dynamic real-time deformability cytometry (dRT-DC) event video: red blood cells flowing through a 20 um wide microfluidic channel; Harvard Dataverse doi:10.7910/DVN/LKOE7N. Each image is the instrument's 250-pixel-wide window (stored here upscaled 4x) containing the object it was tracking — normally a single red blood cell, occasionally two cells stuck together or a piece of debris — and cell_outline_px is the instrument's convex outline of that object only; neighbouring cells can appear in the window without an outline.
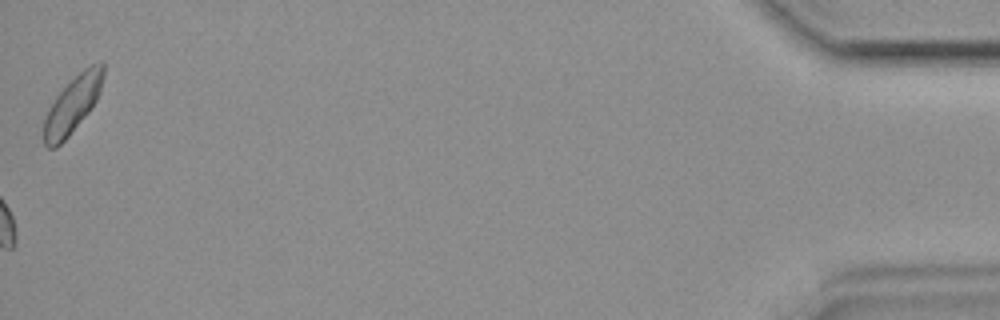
{"species": "common noctule bat (a hibernating species)", "species_latin": "Nyctalus noctula", "temperature_condition": "room temperature", "stored_images_in_passage": 37, "camera_frame_rate_fps": 3000, "um_per_image_px": 0.085, "animal": {"sex": "female", "body_mass_g": 19.9}, "frame": {"image": 1, "passage_image": 37, "time_ms": 12.0, "image_size_px": [1000, 320], "cell_outline_px": [[104, 76], [100, 92], [96, 100], [88, 112], [68, 136], [56, 148], [48, 148], [44, 144], [44, 120], [48, 108], [56, 96], [84, 68], [100, 60], [104, 60]], "centroid_in_image_um": [6.19, 8.87], "position_along_channel_um": 429.0, "area_um2": 19.42}}